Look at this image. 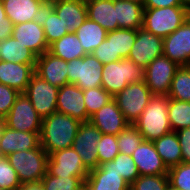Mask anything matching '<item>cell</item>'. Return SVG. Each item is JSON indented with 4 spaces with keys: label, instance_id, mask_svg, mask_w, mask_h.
<instances>
[{
    "label": "cell",
    "instance_id": "40",
    "mask_svg": "<svg viewBox=\"0 0 190 190\" xmlns=\"http://www.w3.org/2000/svg\"><path fill=\"white\" fill-rule=\"evenodd\" d=\"M169 184L167 174L140 175L131 185L130 190H166Z\"/></svg>",
    "mask_w": 190,
    "mask_h": 190
},
{
    "label": "cell",
    "instance_id": "23",
    "mask_svg": "<svg viewBox=\"0 0 190 190\" xmlns=\"http://www.w3.org/2000/svg\"><path fill=\"white\" fill-rule=\"evenodd\" d=\"M50 8L57 14L69 32H75L87 19L86 4L78 0H63Z\"/></svg>",
    "mask_w": 190,
    "mask_h": 190
},
{
    "label": "cell",
    "instance_id": "34",
    "mask_svg": "<svg viewBox=\"0 0 190 190\" xmlns=\"http://www.w3.org/2000/svg\"><path fill=\"white\" fill-rule=\"evenodd\" d=\"M168 118L172 131L190 127V102L169 98Z\"/></svg>",
    "mask_w": 190,
    "mask_h": 190
},
{
    "label": "cell",
    "instance_id": "39",
    "mask_svg": "<svg viewBox=\"0 0 190 190\" xmlns=\"http://www.w3.org/2000/svg\"><path fill=\"white\" fill-rule=\"evenodd\" d=\"M99 165L112 161L120 152L117 145V136L102 134L97 143Z\"/></svg>",
    "mask_w": 190,
    "mask_h": 190
},
{
    "label": "cell",
    "instance_id": "30",
    "mask_svg": "<svg viewBox=\"0 0 190 190\" xmlns=\"http://www.w3.org/2000/svg\"><path fill=\"white\" fill-rule=\"evenodd\" d=\"M74 33L86 54H91L107 35V31L101 25L88 18Z\"/></svg>",
    "mask_w": 190,
    "mask_h": 190
},
{
    "label": "cell",
    "instance_id": "48",
    "mask_svg": "<svg viewBox=\"0 0 190 190\" xmlns=\"http://www.w3.org/2000/svg\"><path fill=\"white\" fill-rule=\"evenodd\" d=\"M16 190H45L42 182L21 184Z\"/></svg>",
    "mask_w": 190,
    "mask_h": 190
},
{
    "label": "cell",
    "instance_id": "26",
    "mask_svg": "<svg viewBox=\"0 0 190 190\" xmlns=\"http://www.w3.org/2000/svg\"><path fill=\"white\" fill-rule=\"evenodd\" d=\"M118 28L137 30L143 26V5L129 0H114Z\"/></svg>",
    "mask_w": 190,
    "mask_h": 190
},
{
    "label": "cell",
    "instance_id": "28",
    "mask_svg": "<svg viewBox=\"0 0 190 190\" xmlns=\"http://www.w3.org/2000/svg\"><path fill=\"white\" fill-rule=\"evenodd\" d=\"M153 143L168 169L182 163L181 146L175 131L165 134Z\"/></svg>",
    "mask_w": 190,
    "mask_h": 190
},
{
    "label": "cell",
    "instance_id": "53",
    "mask_svg": "<svg viewBox=\"0 0 190 190\" xmlns=\"http://www.w3.org/2000/svg\"><path fill=\"white\" fill-rule=\"evenodd\" d=\"M166 190H180V189H178V188H176V187H174V186L168 184Z\"/></svg>",
    "mask_w": 190,
    "mask_h": 190
},
{
    "label": "cell",
    "instance_id": "49",
    "mask_svg": "<svg viewBox=\"0 0 190 190\" xmlns=\"http://www.w3.org/2000/svg\"><path fill=\"white\" fill-rule=\"evenodd\" d=\"M60 1H63V0H42V2L44 3L46 7H50L56 3H59Z\"/></svg>",
    "mask_w": 190,
    "mask_h": 190
},
{
    "label": "cell",
    "instance_id": "7",
    "mask_svg": "<svg viewBox=\"0 0 190 190\" xmlns=\"http://www.w3.org/2000/svg\"><path fill=\"white\" fill-rule=\"evenodd\" d=\"M68 83L76 84L82 91L101 87L103 64L92 54L67 62Z\"/></svg>",
    "mask_w": 190,
    "mask_h": 190
},
{
    "label": "cell",
    "instance_id": "52",
    "mask_svg": "<svg viewBox=\"0 0 190 190\" xmlns=\"http://www.w3.org/2000/svg\"><path fill=\"white\" fill-rule=\"evenodd\" d=\"M78 1H80L81 3H83V4H89V3H91V2H94V1H97V0H78Z\"/></svg>",
    "mask_w": 190,
    "mask_h": 190
},
{
    "label": "cell",
    "instance_id": "45",
    "mask_svg": "<svg viewBox=\"0 0 190 190\" xmlns=\"http://www.w3.org/2000/svg\"><path fill=\"white\" fill-rule=\"evenodd\" d=\"M182 152V163H190V127L176 131Z\"/></svg>",
    "mask_w": 190,
    "mask_h": 190
},
{
    "label": "cell",
    "instance_id": "38",
    "mask_svg": "<svg viewBox=\"0 0 190 190\" xmlns=\"http://www.w3.org/2000/svg\"><path fill=\"white\" fill-rule=\"evenodd\" d=\"M144 141L137 128L129 124L117 135V145L120 153L132 155L138 146Z\"/></svg>",
    "mask_w": 190,
    "mask_h": 190
},
{
    "label": "cell",
    "instance_id": "41",
    "mask_svg": "<svg viewBox=\"0 0 190 190\" xmlns=\"http://www.w3.org/2000/svg\"><path fill=\"white\" fill-rule=\"evenodd\" d=\"M167 176L170 185L180 190H190V163H180L169 168Z\"/></svg>",
    "mask_w": 190,
    "mask_h": 190
},
{
    "label": "cell",
    "instance_id": "11",
    "mask_svg": "<svg viewBox=\"0 0 190 190\" xmlns=\"http://www.w3.org/2000/svg\"><path fill=\"white\" fill-rule=\"evenodd\" d=\"M47 173L53 176L81 177L86 180L89 170L72 147L52 152L47 163Z\"/></svg>",
    "mask_w": 190,
    "mask_h": 190
},
{
    "label": "cell",
    "instance_id": "2",
    "mask_svg": "<svg viewBox=\"0 0 190 190\" xmlns=\"http://www.w3.org/2000/svg\"><path fill=\"white\" fill-rule=\"evenodd\" d=\"M169 97L153 95L133 124L145 141H154L172 131L168 118Z\"/></svg>",
    "mask_w": 190,
    "mask_h": 190
},
{
    "label": "cell",
    "instance_id": "5",
    "mask_svg": "<svg viewBox=\"0 0 190 190\" xmlns=\"http://www.w3.org/2000/svg\"><path fill=\"white\" fill-rule=\"evenodd\" d=\"M186 10L185 6L144 8L142 28L165 38L186 21Z\"/></svg>",
    "mask_w": 190,
    "mask_h": 190
},
{
    "label": "cell",
    "instance_id": "17",
    "mask_svg": "<svg viewBox=\"0 0 190 190\" xmlns=\"http://www.w3.org/2000/svg\"><path fill=\"white\" fill-rule=\"evenodd\" d=\"M67 62L50 52L37 57L35 73L58 88L68 84Z\"/></svg>",
    "mask_w": 190,
    "mask_h": 190
},
{
    "label": "cell",
    "instance_id": "8",
    "mask_svg": "<svg viewBox=\"0 0 190 190\" xmlns=\"http://www.w3.org/2000/svg\"><path fill=\"white\" fill-rule=\"evenodd\" d=\"M4 125L16 131L41 132L42 118L37 114L30 99L24 94L16 98L7 116L3 119Z\"/></svg>",
    "mask_w": 190,
    "mask_h": 190
},
{
    "label": "cell",
    "instance_id": "42",
    "mask_svg": "<svg viewBox=\"0 0 190 190\" xmlns=\"http://www.w3.org/2000/svg\"><path fill=\"white\" fill-rule=\"evenodd\" d=\"M20 185L17 172L10 165L7 157L0 156V188L16 190Z\"/></svg>",
    "mask_w": 190,
    "mask_h": 190
},
{
    "label": "cell",
    "instance_id": "14",
    "mask_svg": "<svg viewBox=\"0 0 190 190\" xmlns=\"http://www.w3.org/2000/svg\"><path fill=\"white\" fill-rule=\"evenodd\" d=\"M163 55L178 66H190V24L185 21L173 33L163 38Z\"/></svg>",
    "mask_w": 190,
    "mask_h": 190
},
{
    "label": "cell",
    "instance_id": "36",
    "mask_svg": "<svg viewBox=\"0 0 190 190\" xmlns=\"http://www.w3.org/2000/svg\"><path fill=\"white\" fill-rule=\"evenodd\" d=\"M45 190H82L85 181L81 177L53 176L48 173L41 180Z\"/></svg>",
    "mask_w": 190,
    "mask_h": 190
},
{
    "label": "cell",
    "instance_id": "12",
    "mask_svg": "<svg viewBox=\"0 0 190 190\" xmlns=\"http://www.w3.org/2000/svg\"><path fill=\"white\" fill-rule=\"evenodd\" d=\"M101 137V131L90 121L83 122L78 128V132L72 144V148L77 151L81 161L89 171L99 167L96 145Z\"/></svg>",
    "mask_w": 190,
    "mask_h": 190
},
{
    "label": "cell",
    "instance_id": "18",
    "mask_svg": "<svg viewBox=\"0 0 190 190\" xmlns=\"http://www.w3.org/2000/svg\"><path fill=\"white\" fill-rule=\"evenodd\" d=\"M102 134L118 135L129 123L114 99L102 106L89 120Z\"/></svg>",
    "mask_w": 190,
    "mask_h": 190
},
{
    "label": "cell",
    "instance_id": "55",
    "mask_svg": "<svg viewBox=\"0 0 190 190\" xmlns=\"http://www.w3.org/2000/svg\"><path fill=\"white\" fill-rule=\"evenodd\" d=\"M3 126H4V120L0 118V134H1Z\"/></svg>",
    "mask_w": 190,
    "mask_h": 190
},
{
    "label": "cell",
    "instance_id": "20",
    "mask_svg": "<svg viewBox=\"0 0 190 190\" xmlns=\"http://www.w3.org/2000/svg\"><path fill=\"white\" fill-rule=\"evenodd\" d=\"M131 156L140 175H163L168 173L169 169L157 153L153 141L144 140Z\"/></svg>",
    "mask_w": 190,
    "mask_h": 190
},
{
    "label": "cell",
    "instance_id": "1",
    "mask_svg": "<svg viewBox=\"0 0 190 190\" xmlns=\"http://www.w3.org/2000/svg\"><path fill=\"white\" fill-rule=\"evenodd\" d=\"M82 122L59 112L42 119L40 145L50 155L71 148Z\"/></svg>",
    "mask_w": 190,
    "mask_h": 190
},
{
    "label": "cell",
    "instance_id": "33",
    "mask_svg": "<svg viewBox=\"0 0 190 190\" xmlns=\"http://www.w3.org/2000/svg\"><path fill=\"white\" fill-rule=\"evenodd\" d=\"M168 97L190 102V66H180L176 70Z\"/></svg>",
    "mask_w": 190,
    "mask_h": 190
},
{
    "label": "cell",
    "instance_id": "9",
    "mask_svg": "<svg viewBox=\"0 0 190 190\" xmlns=\"http://www.w3.org/2000/svg\"><path fill=\"white\" fill-rule=\"evenodd\" d=\"M175 62L162 55L147 65L144 72V81L152 95L168 96L176 70Z\"/></svg>",
    "mask_w": 190,
    "mask_h": 190
},
{
    "label": "cell",
    "instance_id": "44",
    "mask_svg": "<svg viewBox=\"0 0 190 190\" xmlns=\"http://www.w3.org/2000/svg\"><path fill=\"white\" fill-rule=\"evenodd\" d=\"M103 65L118 61L122 58H113L112 31L107 32L106 39L91 53Z\"/></svg>",
    "mask_w": 190,
    "mask_h": 190
},
{
    "label": "cell",
    "instance_id": "37",
    "mask_svg": "<svg viewBox=\"0 0 190 190\" xmlns=\"http://www.w3.org/2000/svg\"><path fill=\"white\" fill-rule=\"evenodd\" d=\"M83 97L87 110V122L95 112L113 99L103 87L84 90Z\"/></svg>",
    "mask_w": 190,
    "mask_h": 190
},
{
    "label": "cell",
    "instance_id": "35",
    "mask_svg": "<svg viewBox=\"0 0 190 190\" xmlns=\"http://www.w3.org/2000/svg\"><path fill=\"white\" fill-rule=\"evenodd\" d=\"M136 40V30L118 28L112 31L113 58H127Z\"/></svg>",
    "mask_w": 190,
    "mask_h": 190
},
{
    "label": "cell",
    "instance_id": "32",
    "mask_svg": "<svg viewBox=\"0 0 190 190\" xmlns=\"http://www.w3.org/2000/svg\"><path fill=\"white\" fill-rule=\"evenodd\" d=\"M40 20L48 45L69 33L68 26H64L63 22L50 7H46L43 10Z\"/></svg>",
    "mask_w": 190,
    "mask_h": 190
},
{
    "label": "cell",
    "instance_id": "15",
    "mask_svg": "<svg viewBox=\"0 0 190 190\" xmlns=\"http://www.w3.org/2000/svg\"><path fill=\"white\" fill-rule=\"evenodd\" d=\"M56 107L59 113L69 115L82 123L87 122L83 91L76 84L68 83L59 88Z\"/></svg>",
    "mask_w": 190,
    "mask_h": 190
},
{
    "label": "cell",
    "instance_id": "3",
    "mask_svg": "<svg viewBox=\"0 0 190 190\" xmlns=\"http://www.w3.org/2000/svg\"><path fill=\"white\" fill-rule=\"evenodd\" d=\"M144 72L143 67L138 66L129 58L104 64L101 87L114 97L128 84L144 81Z\"/></svg>",
    "mask_w": 190,
    "mask_h": 190
},
{
    "label": "cell",
    "instance_id": "46",
    "mask_svg": "<svg viewBox=\"0 0 190 190\" xmlns=\"http://www.w3.org/2000/svg\"><path fill=\"white\" fill-rule=\"evenodd\" d=\"M14 24L7 18L2 0H0V41L12 36Z\"/></svg>",
    "mask_w": 190,
    "mask_h": 190
},
{
    "label": "cell",
    "instance_id": "54",
    "mask_svg": "<svg viewBox=\"0 0 190 190\" xmlns=\"http://www.w3.org/2000/svg\"><path fill=\"white\" fill-rule=\"evenodd\" d=\"M129 1L136 2V3H139L141 5H143L145 2V0H129Z\"/></svg>",
    "mask_w": 190,
    "mask_h": 190
},
{
    "label": "cell",
    "instance_id": "25",
    "mask_svg": "<svg viewBox=\"0 0 190 190\" xmlns=\"http://www.w3.org/2000/svg\"><path fill=\"white\" fill-rule=\"evenodd\" d=\"M87 18L101 25L107 32L118 29L114 0H97L86 5Z\"/></svg>",
    "mask_w": 190,
    "mask_h": 190
},
{
    "label": "cell",
    "instance_id": "31",
    "mask_svg": "<svg viewBox=\"0 0 190 190\" xmlns=\"http://www.w3.org/2000/svg\"><path fill=\"white\" fill-rule=\"evenodd\" d=\"M102 171H115L130 185L140 176L131 155L119 153L112 161L99 165Z\"/></svg>",
    "mask_w": 190,
    "mask_h": 190
},
{
    "label": "cell",
    "instance_id": "51",
    "mask_svg": "<svg viewBox=\"0 0 190 190\" xmlns=\"http://www.w3.org/2000/svg\"><path fill=\"white\" fill-rule=\"evenodd\" d=\"M180 2L185 7H189L190 6V0H180Z\"/></svg>",
    "mask_w": 190,
    "mask_h": 190
},
{
    "label": "cell",
    "instance_id": "43",
    "mask_svg": "<svg viewBox=\"0 0 190 190\" xmlns=\"http://www.w3.org/2000/svg\"><path fill=\"white\" fill-rule=\"evenodd\" d=\"M20 92L7 85L0 84V118L4 119L15 103Z\"/></svg>",
    "mask_w": 190,
    "mask_h": 190
},
{
    "label": "cell",
    "instance_id": "27",
    "mask_svg": "<svg viewBox=\"0 0 190 190\" xmlns=\"http://www.w3.org/2000/svg\"><path fill=\"white\" fill-rule=\"evenodd\" d=\"M37 55L12 36L0 41V60L21 64H36Z\"/></svg>",
    "mask_w": 190,
    "mask_h": 190
},
{
    "label": "cell",
    "instance_id": "24",
    "mask_svg": "<svg viewBox=\"0 0 190 190\" xmlns=\"http://www.w3.org/2000/svg\"><path fill=\"white\" fill-rule=\"evenodd\" d=\"M88 190H130V184L115 171H102L99 167L89 171L85 180Z\"/></svg>",
    "mask_w": 190,
    "mask_h": 190
},
{
    "label": "cell",
    "instance_id": "13",
    "mask_svg": "<svg viewBox=\"0 0 190 190\" xmlns=\"http://www.w3.org/2000/svg\"><path fill=\"white\" fill-rule=\"evenodd\" d=\"M162 55L163 38L146 31L144 28L137 29L135 43L127 58L145 69L155 58Z\"/></svg>",
    "mask_w": 190,
    "mask_h": 190
},
{
    "label": "cell",
    "instance_id": "10",
    "mask_svg": "<svg viewBox=\"0 0 190 190\" xmlns=\"http://www.w3.org/2000/svg\"><path fill=\"white\" fill-rule=\"evenodd\" d=\"M59 88L34 73L24 94L30 99L37 114L43 119L57 112L56 101Z\"/></svg>",
    "mask_w": 190,
    "mask_h": 190
},
{
    "label": "cell",
    "instance_id": "21",
    "mask_svg": "<svg viewBox=\"0 0 190 190\" xmlns=\"http://www.w3.org/2000/svg\"><path fill=\"white\" fill-rule=\"evenodd\" d=\"M36 64H21L0 60V84L24 93L35 73Z\"/></svg>",
    "mask_w": 190,
    "mask_h": 190
},
{
    "label": "cell",
    "instance_id": "47",
    "mask_svg": "<svg viewBox=\"0 0 190 190\" xmlns=\"http://www.w3.org/2000/svg\"><path fill=\"white\" fill-rule=\"evenodd\" d=\"M171 6H183L180 0H145L144 8H163Z\"/></svg>",
    "mask_w": 190,
    "mask_h": 190
},
{
    "label": "cell",
    "instance_id": "22",
    "mask_svg": "<svg viewBox=\"0 0 190 190\" xmlns=\"http://www.w3.org/2000/svg\"><path fill=\"white\" fill-rule=\"evenodd\" d=\"M2 3L14 25L40 19L46 8L42 0H2Z\"/></svg>",
    "mask_w": 190,
    "mask_h": 190
},
{
    "label": "cell",
    "instance_id": "6",
    "mask_svg": "<svg viewBox=\"0 0 190 190\" xmlns=\"http://www.w3.org/2000/svg\"><path fill=\"white\" fill-rule=\"evenodd\" d=\"M152 96V92L146 85V82L142 81L128 84L113 99L116 101L126 121L133 125L139 119Z\"/></svg>",
    "mask_w": 190,
    "mask_h": 190
},
{
    "label": "cell",
    "instance_id": "29",
    "mask_svg": "<svg viewBox=\"0 0 190 190\" xmlns=\"http://www.w3.org/2000/svg\"><path fill=\"white\" fill-rule=\"evenodd\" d=\"M48 52L54 56L69 62L77 58H83L86 53L74 32H69L59 40L49 45Z\"/></svg>",
    "mask_w": 190,
    "mask_h": 190
},
{
    "label": "cell",
    "instance_id": "50",
    "mask_svg": "<svg viewBox=\"0 0 190 190\" xmlns=\"http://www.w3.org/2000/svg\"><path fill=\"white\" fill-rule=\"evenodd\" d=\"M186 21L190 24V6L186 10Z\"/></svg>",
    "mask_w": 190,
    "mask_h": 190
},
{
    "label": "cell",
    "instance_id": "16",
    "mask_svg": "<svg viewBox=\"0 0 190 190\" xmlns=\"http://www.w3.org/2000/svg\"><path fill=\"white\" fill-rule=\"evenodd\" d=\"M12 37L37 56L47 52L49 45L40 19L14 25Z\"/></svg>",
    "mask_w": 190,
    "mask_h": 190
},
{
    "label": "cell",
    "instance_id": "19",
    "mask_svg": "<svg viewBox=\"0 0 190 190\" xmlns=\"http://www.w3.org/2000/svg\"><path fill=\"white\" fill-rule=\"evenodd\" d=\"M40 132L16 131L3 126L0 134V156L35 149L40 145Z\"/></svg>",
    "mask_w": 190,
    "mask_h": 190
},
{
    "label": "cell",
    "instance_id": "4",
    "mask_svg": "<svg viewBox=\"0 0 190 190\" xmlns=\"http://www.w3.org/2000/svg\"><path fill=\"white\" fill-rule=\"evenodd\" d=\"M49 154L39 145L35 149L17 151L7 156L21 184L40 182L47 173Z\"/></svg>",
    "mask_w": 190,
    "mask_h": 190
}]
</instances>
